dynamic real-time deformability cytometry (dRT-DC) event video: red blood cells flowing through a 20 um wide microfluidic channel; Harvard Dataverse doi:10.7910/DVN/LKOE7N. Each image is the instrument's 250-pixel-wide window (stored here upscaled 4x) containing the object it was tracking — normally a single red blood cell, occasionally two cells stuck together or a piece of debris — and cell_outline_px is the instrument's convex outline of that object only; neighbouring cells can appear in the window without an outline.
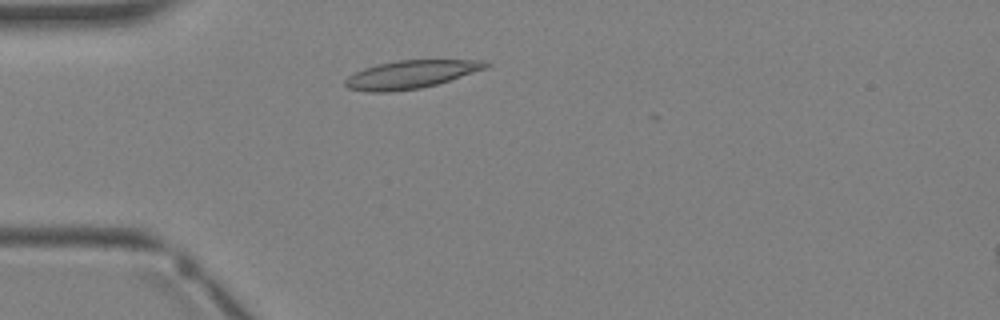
{"species": "Egyptian fruit bat (a non-hibernating species)", "species_latin": "Rousettus aegyptiacus", "temperature_condition": "warm", "stored_images_in_passage": 1, "camera_frame_rate_fps": 3000, "um_per_image_px": 0.085, "animal": {"sex": "female"}, "frame": {"image": 1, "passage_image": 1, "time_ms": 0.0, "image_size_px": [1000, 320], "cell_outline_px": [[492, 64], [488, 68], [436, 84], [420, 88], [388, 92], [368, 92], [348, 88], [344, 84], [344, 80], [348, 76], [364, 68], [396, 60], [484, 60]], "centroid_in_image_um": [34.93, 6.32], "position_along_channel_um": 50.1, "area_um2": 22.89}}